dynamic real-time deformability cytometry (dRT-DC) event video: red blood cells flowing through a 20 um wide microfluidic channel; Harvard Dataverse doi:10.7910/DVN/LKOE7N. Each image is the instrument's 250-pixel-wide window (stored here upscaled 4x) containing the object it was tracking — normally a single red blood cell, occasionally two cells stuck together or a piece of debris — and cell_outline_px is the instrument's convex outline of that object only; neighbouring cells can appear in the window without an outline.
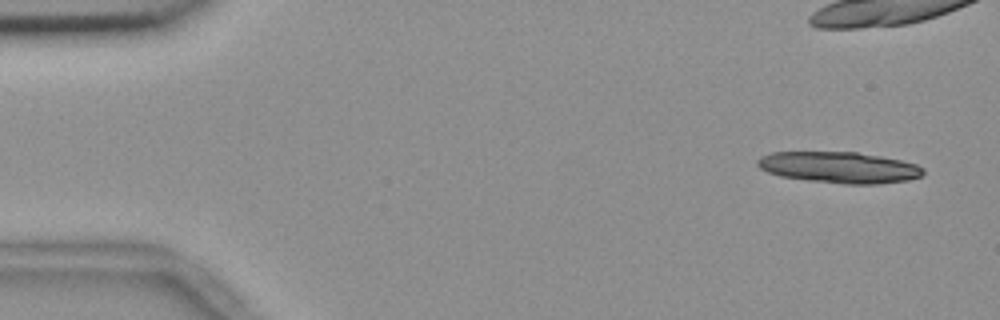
{"species": "common noctule bat (a hibernating species)", "species_latin": "Nyctalus noctula", "temperature_condition": "room temperature", "stored_images_in_passage": 9, "camera_frame_rate_fps": 3000, "um_per_image_px": 0.085, "animal": {"sex": "female", "body_mass_g": 18.4}, "frame": {"image": 1, "passage_image": 1, "time_ms": 0.0, "image_size_px": [1000, 320], "cell_outline_px": [[924, 172], [920, 176], [908, 180], [880, 184], [844, 184], [808, 180], [780, 176], [768, 172], [760, 168], [756, 164], [756, 160], [760, 156], [772, 152], [856, 152], [880, 156], [900, 160], [916, 164], [924, 168]], "centroid_in_image_um": [71.32, 14.23], "position_along_channel_um": 13.7, "area_um2": 30.17}}
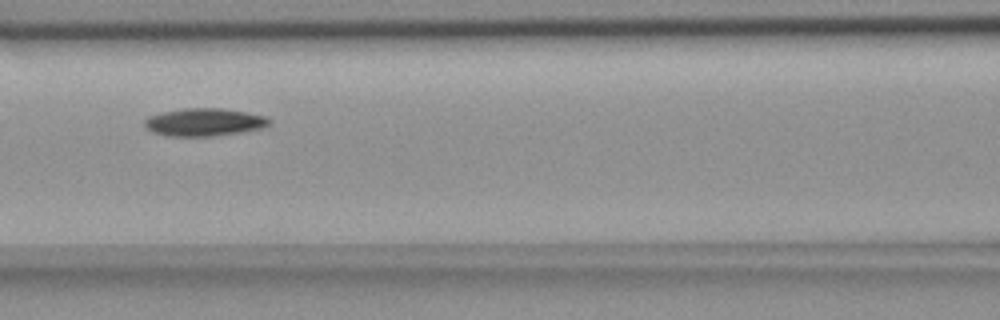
{"frame": {"image": 2, "passage_image": 8, "time_ms": 2.333, "image_size_px": [1000, 320], "cell_outline_px": [[268, 124], [260, 128], [212, 136], [164, 136], [152, 132], [144, 124], [144, 120], [148, 116], [164, 112], [184, 108], [220, 108], [244, 112], [264, 116], [268, 120]], "centroid_in_image_um": [17.26, 10.38], "position_along_channel_um": 149.3, "area_um2": 19.71}}
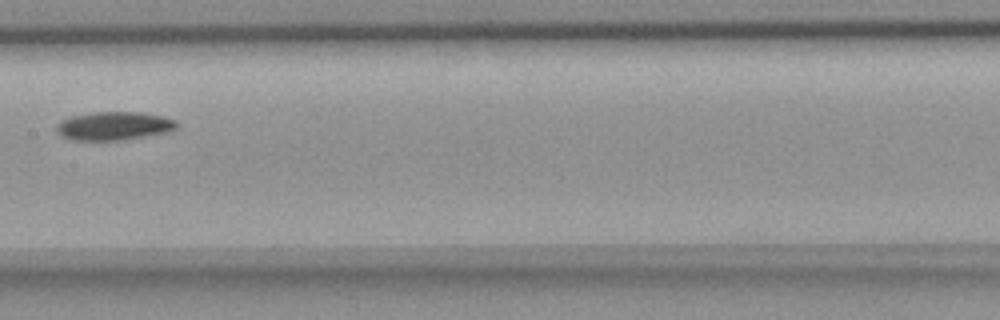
{"frame": {"image": 3, "passage_image": 9, "time_ms": 2.667, "image_size_px": [1000, 320], "cell_outline_px": [[180, 124], [172, 132], [124, 140], [72, 140], [60, 136], [56, 132], [56, 124], [60, 120], [72, 116], [92, 112], [140, 112], [160, 116], [176, 120]], "centroid_in_image_um": [9.69, 10.71], "position_along_channel_um": 197.7, "area_um2": 20.29}}